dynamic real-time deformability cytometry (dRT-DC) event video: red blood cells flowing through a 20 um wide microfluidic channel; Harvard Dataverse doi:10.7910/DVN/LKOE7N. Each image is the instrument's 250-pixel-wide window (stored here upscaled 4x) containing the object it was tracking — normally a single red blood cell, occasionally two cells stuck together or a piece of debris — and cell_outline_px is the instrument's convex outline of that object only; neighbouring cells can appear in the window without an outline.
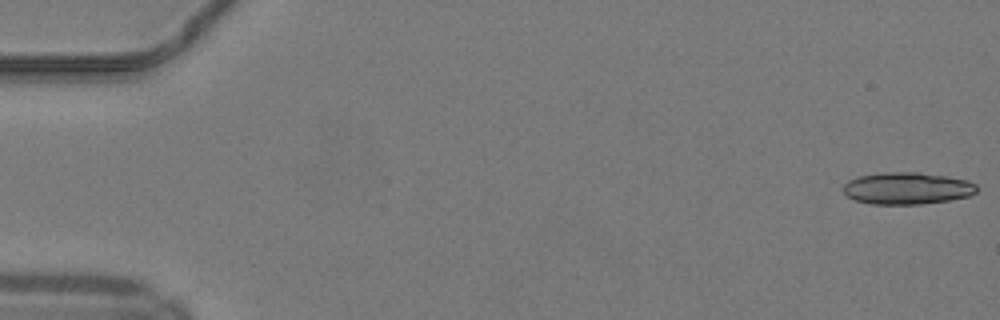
{"species": "common noctule bat (a hibernating species)", "species_latin": "Nyctalus noctula", "temperature_condition": "warm", "stored_images_in_passage": 50, "segment_of_instrument_passage": [1, 2], "camera_frame_rate_fps": 3000, "um_per_image_px": 0.085, "animal": {"sex": "male", "body_mass_g": 19.2, "forearm_length_mm": 51.8}, "frame": {"image": 1, "passage_image": 1, "time_ms": 0.0, "image_size_px": [1000, 320], "cell_outline_px": [[976, 192], [968, 196], [948, 200], [920, 204], [872, 204], [856, 200], [848, 196], [844, 192], [844, 184], [848, 180], [856, 176], [884, 172], [920, 172], [948, 176], [968, 180], [976, 184]], "centroid_in_image_um": [77.1, 15.99], "position_along_channel_um": 7.9, "area_um2": 24.91}}
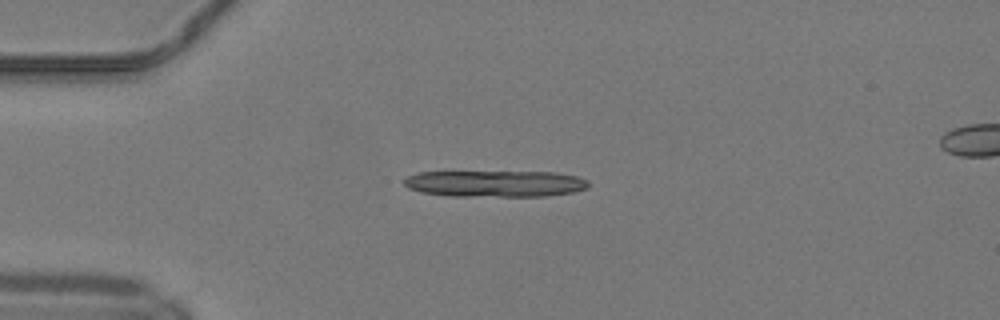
{"frame": {"image": 2, "passage_image": 13, "time_ms": 4.0, "image_size_px": [1000, 320], "cell_outline_px": [[588, 188], [572, 192], [544, 196], [448, 196], [420, 192], [408, 188], [404, 184], [404, 176], [416, 172], [556, 172], [576, 176], [588, 180]], "centroid_in_image_um": [42.04, 15.6], "position_along_channel_um": 43.0, "area_um2": 28.61}}